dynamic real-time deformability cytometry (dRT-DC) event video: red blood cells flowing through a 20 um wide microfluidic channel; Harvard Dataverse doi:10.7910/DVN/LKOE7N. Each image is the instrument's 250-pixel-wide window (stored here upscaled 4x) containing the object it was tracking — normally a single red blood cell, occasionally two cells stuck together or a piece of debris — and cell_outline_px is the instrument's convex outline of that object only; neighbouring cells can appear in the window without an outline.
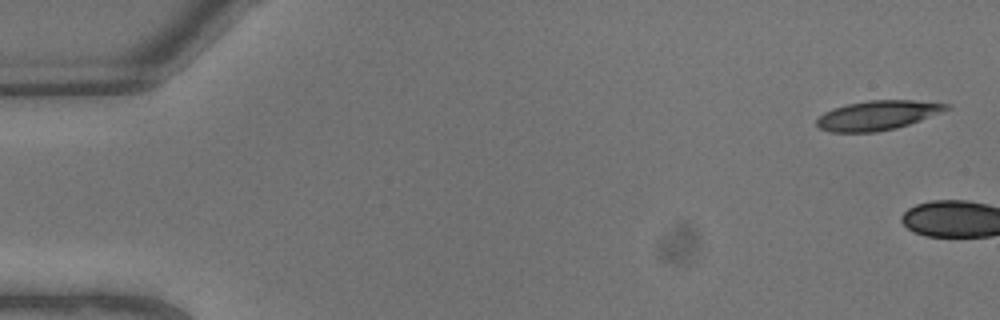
{"species": "common noctule bat (a hibernating species)", "species_latin": "Nyctalus noctula", "temperature_condition": "warm", "stored_images_in_passage": 2, "camera_frame_rate_fps": 3000, "um_per_image_px": 0.085, "animal": {"sex": "male", "body_mass_g": 13.3}, "frame": {"image": 1, "passage_image": 1, "time_ms": 0.0, "image_size_px": [1000, 320], "cell_outline_px": [[952, 108], [920, 120], [896, 128], [876, 132], [828, 132], [820, 128], [816, 124], [816, 120], [824, 112], [832, 108], [848, 104], [868, 100], [912, 100], [952, 104]], "centroid_in_image_um": [74.59, 9.8], "position_along_channel_um": 10.4, "area_um2": 22.25}}